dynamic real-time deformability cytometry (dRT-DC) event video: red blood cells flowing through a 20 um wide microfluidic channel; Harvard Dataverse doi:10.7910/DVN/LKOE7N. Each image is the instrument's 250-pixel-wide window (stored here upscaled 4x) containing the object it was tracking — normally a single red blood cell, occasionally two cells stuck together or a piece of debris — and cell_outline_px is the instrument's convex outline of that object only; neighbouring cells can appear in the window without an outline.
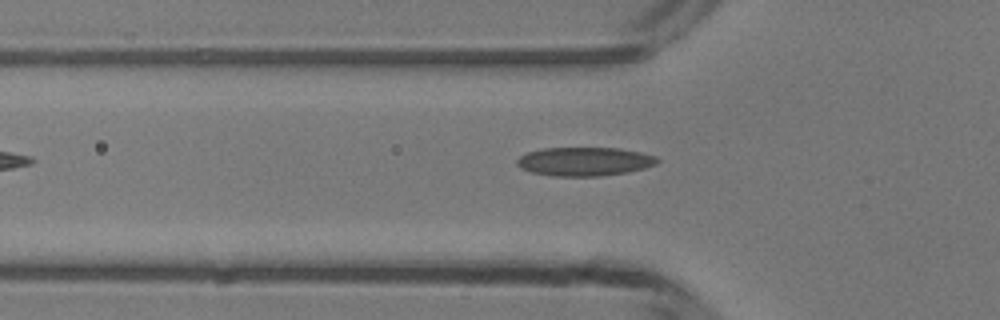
{"species": "common noctule bat (a hibernating species)", "species_latin": "Nyctalus noctula", "temperature_condition": "room temperature", "stored_images_in_passage": 33, "camera_frame_rate_fps": 3000, "um_per_image_px": 0.085, "animal": {"sex": "male", "body_mass_g": 13.3}, "frame": {"image": 1, "passage_image": 3, "time_ms": 0.667, "image_size_px": [1000, 320], "cell_outline_px": [[660, 160], [656, 164], [644, 168], [628, 172], [600, 176], [552, 176], [532, 172], [520, 168], [516, 164], [516, 160], [520, 156], [528, 152], [544, 148], [620, 148], [640, 152], [656, 156]], "centroid_in_image_um": [49.68, 13.73], "position_along_channel_um": 76.1, "area_um2": 23.52}}
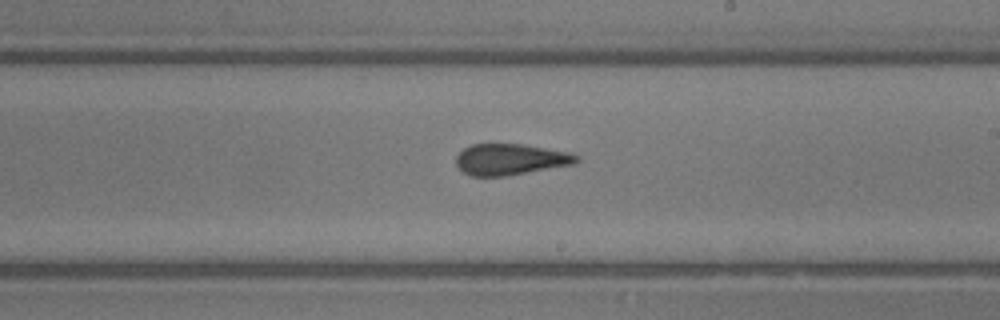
{"frame": {"image": 2, "passage_image": 15, "time_ms": 4.667, "image_size_px": [1000, 320], "cell_outline_px": [[580, 160], [576, 164], [504, 176], [472, 176], [464, 172], [456, 164], [456, 156], [464, 148], [472, 144], [524, 144], [572, 152], [580, 156]], "centroid_in_image_um": [43.45, 13.54], "position_along_channel_um": 245.6, "area_um2": 22.02}}
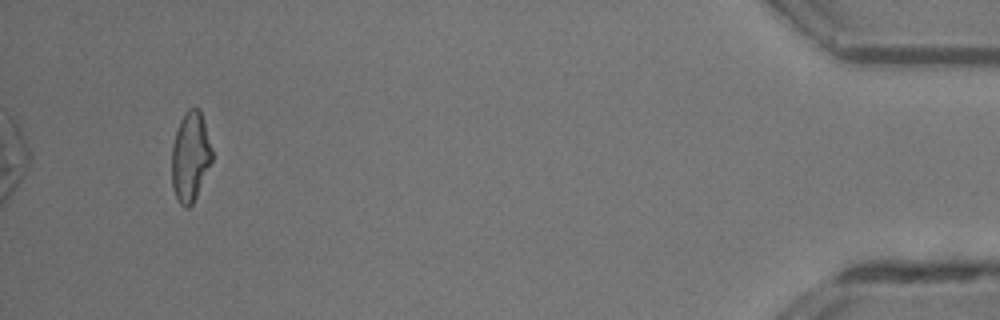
{"frame": {"image": 3, "passage_image": 33, "time_ms": 10.667, "image_size_px": [1000, 320], "cell_outline_px": [[212, 160], [196, 196], [192, 204], [188, 208], [184, 208], [180, 204], [172, 188], [172, 144], [180, 120], [184, 112], [188, 108], [200, 108], [212, 148]], "centroid_in_image_um": [16.17, 13.3], "position_along_channel_um": 419.0, "area_um2": 20.98}, "authors_computed_cell_mechanics": {"area_um2": 22.3686, "velocity_mm_per_s": 4.2181, "shape_relaxation_time_tau1_ms": null, "shape_relaxation_time_tau2_ms": 1.9454, "deformation_change_tau1": null, "deformation_change_tau2": 0.1128}}